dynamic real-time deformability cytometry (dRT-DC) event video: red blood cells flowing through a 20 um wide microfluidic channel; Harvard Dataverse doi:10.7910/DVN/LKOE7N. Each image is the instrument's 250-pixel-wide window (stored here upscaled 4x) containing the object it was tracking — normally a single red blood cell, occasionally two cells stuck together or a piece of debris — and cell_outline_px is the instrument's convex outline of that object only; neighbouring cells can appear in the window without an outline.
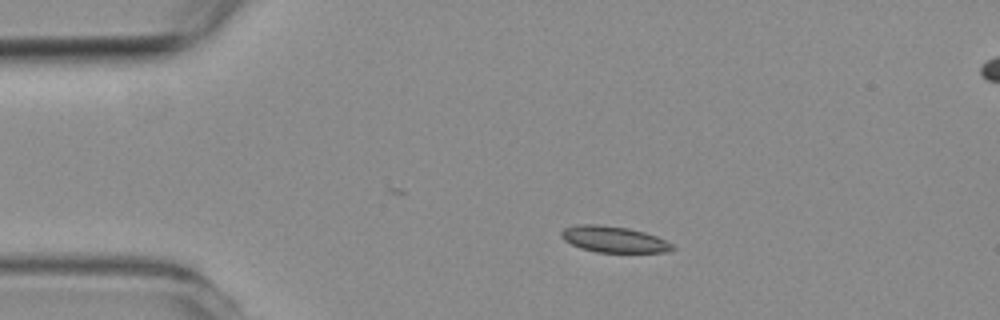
{"species": "common noctule bat (a hibernating species)", "species_latin": "Nyctalus noctula", "temperature_condition": "room temperature", "stored_images_in_passage": 5, "segment_of_instrument_passage": [1, 2], "camera_frame_rate_fps": 3000, "um_per_image_px": 0.085, "animal": {"sex": "female", "body_mass_g": 19.3, "forearm_length_mm": 54.1}, "frame": {"image": 1, "passage_image": 3, "time_ms": 2.333, "image_size_px": [1000, 320], "cell_outline_px": [[676, 248], [668, 252], [596, 252], [580, 248], [564, 240], [560, 236], [560, 232], [564, 228], [576, 224], [600, 224], [628, 228], [644, 232], [656, 236], [672, 244]], "centroid_in_image_um": [52.14, 20.34], "position_along_channel_um": 32.9, "area_um2": 16.99}}